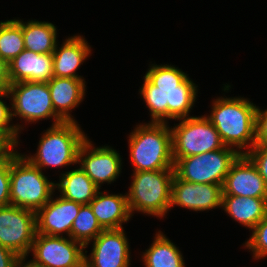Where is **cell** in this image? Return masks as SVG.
I'll use <instances>...</instances> for the list:
<instances>
[{
  "mask_svg": "<svg viewBox=\"0 0 267 267\" xmlns=\"http://www.w3.org/2000/svg\"><path fill=\"white\" fill-rule=\"evenodd\" d=\"M26 257L27 256H19L16 261L15 267H43L40 264L34 262L33 260L31 261L29 260L27 261V263H24L26 260Z\"/></svg>",
  "mask_w": 267,
  "mask_h": 267,
  "instance_id": "35",
  "label": "cell"
},
{
  "mask_svg": "<svg viewBox=\"0 0 267 267\" xmlns=\"http://www.w3.org/2000/svg\"><path fill=\"white\" fill-rule=\"evenodd\" d=\"M77 122L51 125L39 140L35 155H23L32 165L42 168L66 167L77 164L78 151L87 134Z\"/></svg>",
  "mask_w": 267,
  "mask_h": 267,
  "instance_id": "4",
  "label": "cell"
},
{
  "mask_svg": "<svg viewBox=\"0 0 267 267\" xmlns=\"http://www.w3.org/2000/svg\"><path fill=\"white\" fill-rule=\"evenodd\" d=\"M8 67L7 63L0 57V92L8 91Z\"/></svg>",
  "mask_w": 267,
  "mask_h": 267,
  "instance_id": "34",
  "label": "cell"
},
{
  "mask_svg": "<svg viewBox=\"0 0 267 267\" xmlns=\"http://www.w3.org/2000/svg\"><path fill=\"white\" fill-rule=\"evenodd\" d=\"M136 126L128 137L133 172L174 170L172 132L168 123L149 122Z\"/></svg>",
  "mask_w": 267,
  "mask_h": 267,
  "instance_id": "3",
  "label": "cell"
},
{
  "mask_svg": "<svg viewBox=\"0 0 267 267\" xmlns=\"http://www.w3.org/2000/svg\"><path fill=\"white\" fill-rule=\"evenodd\" d=\"M16 146L5 136L0 134V162L3 161Z\"/></svg>",
  "mask_w": 267,
  "mask_h": 267,
  "instance_id": "33",
  "label": "cell"
},
{
  "mask_svg": "<svg viewBox=\"0 0 267 267\" xmlns=\"http://www.w3.org/2000/svg\"><path fill=\"white\" fill-rule=\"evenodd\" d=\"M84 79L53 77L47 83L55 113L64 122H77L70 114L85 96Z\"/></svg>",
  "mask_w": 267,
  "mask_h": 267,
  "instance_id": "18",
  "label": "cell"
},
{
  "mask_svg": "<svg viewBox=\"0 0 267 267\" xmlns=\"http://www.w3.org/2000/svg\"><path fill=\"white\" fill-rule=\"evenodd\" d=\"M212 104L210 116L206 117L215 126L224 145L236 147L239 154L248 153L256 144L257 106L243 97H219Z\"/></svg>",
  "mask_w": 267,
  "mask_h": 267,
  "instance_id": "2",
  "label": "cell"
},
{
  "mask_svg": "<svg viewBox=\"0 0 267 267\" xmlns=\"http://www.w3.org/2000/svg\"><path fill=\"white\" fill-rule=\"evenodd\" d=\"M98 223L104 230L122 229V223L130 220L127 194H106L97 192L89 203Z\"/></svg>",
  "mask_w": 267,
  "mask_h": 267,
  "instance_id": "20",
  "label": "cell"
},
{
  "mask_svg": "<svg viewBox=\"0 0 267 267\" xmlns=\"http://www.w3.org/2000/svg\"><path fill=\"white\" fill-rule=\"evenodd\" d=\"M10 98L8 91L0 92V134L5 135L16 147L19 144L18 134L23 130L21 125L10 124L12 121L11 107L2 98Z\"/></svg>",
  "mask_w": 267,
  "mask_h": 267,
  "instance_id": "28",
  "label": "cell"
},
{
  "mask_svg": "<svg viewBox=\"0 0 267 267\" xmlns=\"http://www.w3.org/2000/svg\"><path fill=\"white\" fill-rule=\"evenodd\" d=\"M103 230L90 205H82L72 223L71 238L86 248Z\"/></svg>",
  "mask_w": 267,
  "mask_h": 267,
  "instance_id": "26",
  "label": "cell"
},
{
  "mask_svg": "<svg viewBox=\"0 0 267 267\" xmlns=\"http://www.w3.org/2000/svg\"><path fill=\"white\" fill-rule=\"evenodd\" d=\"M84 250L85 247L71 237L36 233L30 252L32 260L43 267H82Z\"/></svg>",
  "mask_w": 267,
  "mask_h": 267,
  "instance_id": "11",
  "label": "cell"
},
{
  "mask_svg": "<svg viewBox=\"0 0 267 267\" xmlns=\"http://www.w3.org/2000/svg\"><path fill=\"white\" fill-rule=\"evenodd\" d=\"M85 38L80 35L71 36L53 52V73L54 77H66L84 79L78 76L76 71L91 54V47Z\"/></svg>",
  "mask_w": 267,
  "mask_h": 267,
  "instance_id": "19",
  "label": "cell"
},
{
  "mask_svg": "<svg viewBox=\"0 0 267 267\" xmlns=\"http://www.w3.org/2000/svg\"><path fill=\"white\" fill-rule=\"evenodd\" d=\"M142 259L145 267H185L181 251L161 231L156 232L153 243L143 252Z\"/></svg>",
  "mask_w": 267,
  "mask_h": 267,
  "instance_id": "24",
  "label": "cell"
},
{
  "mask_svg": "<svg viewBox=\"0 0 267 267\" xmlns=\"http://www.w3.org/2000/svg\"><path fill=\"white\" fill-rule=\"evenodd\" d=\"M221 208L232 219L252 230L267 215V198L222 195Z\"/></svg>",
  "mask_w": 267,
  "mask_h": 267,
  "instance_id": "21",
  "label": "cell"
},
{
  "mask_svg": "<svg viewBox=\"0 0 267 267\" xmlns=\"http://www.w3.org/2000/svg\"><path fill=\"white\" fill-rule=\"evenodd\" d=\"M178 120L181 122L171 127L173 160L225 147L215 126L205 115Z\"/></svg>",
  "mask_w": 267,
  "mask_h": 267,
  "instance_id": "8",
  "label": "cell"
},
{
  "mask_svg": "<svg viewBox=\"0 0 267 267\" xmlns=\"http://www.w3.org/2000/svg\"><path fill=\"white\" fill-rule=\"evenodd\" d=\"M121 159L112 147H94L87 137L79 148L77 164L100 189L101 184L116 181L122 170Z\"/></svg>",
  "mask_w": 267,
  "mask_h": 267,
  "instance_id": "12",
  "label": "cell"
},
{
  "mask_svg": "<svg viewBox=\"0 0 267 267\" xmlns=\"http://www.w3.org/2000/svg\"><path fill=\"white\" fill-rule=\"evenodd\" d=\"M25 49L38 54L53 53L57 45V28L45 21H22Z\"/></svg>",
  "mask_w": 267,
  "mask_h": 267,
  "instance_id": "23",
  "label": "cell"
},
{
  "mask_svg": "<svg viewBox=\"0 0 267 267\" xmlns=\"http://www.w3.org/2000/svg\"><path fill=\"white\" fill-rule=\"evenodd\" d=\"M36 235V213L14 205L0 207V245L28 256Z\"/></svg>",
  "mask_w": 267,
  "mask_h": 267,
  "instance_id": "10",
  "label": "cell"
},
{
  "mask_svg": "<svg viewBox=\"0 0 267 267\" xmlns=\"http://www.w3.org/2000/svg\"><path fill=\"white\" fill-rule=\"evenodd\" d=\"M222 190V195L267 198L265 181L246 154H240L232 163Z\"/></svg>",
  "mask_w": 267,
  "mask_h": 267,
  "instance_id": "15",
  "label": "cell"
},
{
  "mask_svg": "<svg viewBox=\"0 0 267 267\" xmlns=\"http://www.w3.org/2000/svg\"><path fill=\"white\" fill-rule=\"evenodd\" d=\"M11 153L0 162V207L10 205Z\"/></svg>",
  "mask_w": 267,
  "mask_h": 267,
  "instance_id": "29",
  "label": "cell"
},
{
  "mask_svg": "<svg viewBox=\"0 0 267 267\" xmlns=\"http://www.w3.org/2000/svg\"><path fill=\"white\" fill-rule=\"evenodd\" d=\"M18 257L14 252L0 245V267H15Z\"/></svg>",
  "mask_w": 267,
  "mask_h": 267,
  "instance_id": "32",
  "label": "cell"
},
{
  "mask_svg": "<svg viewBox=\"0 0 267 267\" xmlns=\"http://www.w3.org/2000/svg\"><path fill=\"white\" fill-rule=\"evenodd\" d=\"M9 83H48L54 77L53 53L38 54L24 49L8 64Z\"/></svg>",
  "mask_w": 267,
  "mask_h": 267,
  "instance_id": "17",
  "label": "cell"
},
{
  "mask_svg": "<svg viewBox=\"0 0 267 267\" xmlns=\"http://www.w3.org/2000/svg\"><path fill=\"white\" fill-rule=\"evenodd\" d=\"M8 93L11 101L12 119L19 116L25 122L52 118V125L64 122L54 111L47 83L19 82L9 83Z\"/></svg>",
  "mask_w": 267,
  "mask_h": 267,
  "instance_id": "9",
  "label": "cell"
},
{
  "mask_svg": "<svg viewBox=\"0 0 267 267\" xmlns=\"http://www.w3.org/2000/svg\"><path fill=\"white\" fill-rule=\"evenodd\" d=\"M81 204L59 196L36 212V233L50 236L71 237L72 223L76 219Z\"/></svg>",
  "mask_w": 267,
  "mask_h": 267,
  "instance_id": "16",
  "label": "cell"
},
{
  "mask_svg": "<svg viewBox=\"0 0 267 267\" xmlns=\"http://www.w3.org/2000/svg\"><path fill=\"white\" fill-rule=\"evenodd\" d=\"M55 192V183L32 165L23 154L11 152L10 205L35 213L45 206Z\"/></svg>",
  "mask_w": 267,
  "mask_h": 267,
  "instance_id": "5",
  "label": "cell"
},
{
  "mask_svg": "<svg viewBox=\"0 0 267 267\" xmlns=\"http://www.w3.org/2000/svg\"><path fill=\"white\" fill-rule=\"evenodd\" d=\"M246 155L256 165L267 186V145L255 144Z\"/></svg>",
  "mask_w": 267,
  "mask_h": 267,
  "instance_id": "30",
  "label": "cell"
},
{
  "mask_svg": "<svg viewBox=\"0 0 267 267\" xmlns=\"http://www.w3.org/2000/svg\"><path fill=\"white\" fill-rule=\"evenodd\" d=\"M240 154L231 147L187 156L174 161V174L183 181L224 184L232 163Z\"/></svg>",
  "mask_w": 267,
  "mask_h": 267,
  "instance_id": "7",
  "label": "cell"
},
{
  "mask_svg": "<svg viewBox=\"0 0 267 267\" xmlns=\"http://www.w3.org/2000/svg\"><path fill=\"white\" fill-rule=\"evenodd\" d=\"M24 49L22 20L0 22V57L8 64Z\"/></svg>",
  "mask_w": 267,
  "mask_h": 267,
  "instance_id": "25",
  "label": "cell"
},
{
  "mask_svg": "<svg viewBox=\"0 0 267 267\" xmlns=\"http://www.w3.org/2000/svg\"><path fill=\"white\" fill-rule=\"evenodd\" d=\"M174 170L136 171L127 193L131 213L142 212L159 218L170 210Z\"/></svg>",
  "mask_w": 267,
  "mask_h": 267,
  "instance_id": "6",
  "label": "cell"
},
{
  "mask_svg": "<svg viewBox=\"0 0 267 267\" xmlns=\"http://www.w3.org/2000/svg\"><path fill=\"white\" fill-rule=\"evenodd\" d=\"M92 251H85L87 267H129L130 248L124 228L103 230L93 241Z\"/></svg>",
  "mask_w": 267,
  "mask_h": 267,
  "instance_id": "13",
  "label": "cell"
},
{
  "mask_svg": "<svg viewBox=\"0 0 267 267\" xmlns=\"http://www.w3.org/2000/svg\"><path fill=\"white\" fill-rule=\"evenodd\" d=\"M256 144L267 145V109L257 106L256 111Z\"/></svg>",
  "mask_w": 267,
  "mask_h": 267,
  "instance_id": "31",
  "label": "cell"
},
{
  "mask_svg": "<svg viewBox=\"0 0 267 267\" xmlns=\"http://www.w3.org/2000/svg\"><path fill=\"white\" fill-rule=\"evenodd\" d=\"M243 245L253 253L254 259L267 257V215L252 229V235Z\"/></svg>",
  "mask_w": 267,
  "mask_h": 267,
  "instance_id": "27",
  "label": "cell"
},
{
  "mask_svg": "<svg viewBox=\"0 0 267 267\" xmlns=\"http://www.w3.org/2000/svg\"><path fill=\"white\" fill-rule=\"evenodd\" d=\"M59 178L55 189L59 190L60 196L81 205L89 204L100 190L80 167L61 173Z\"/></svg>",
  "mask_w": 267,
  "mask_h": 267,
  "instance_id": "22",
  "label": "cell"
},
{
  "mask_svg": "<svg viewBox=\"0 0 267 267\" xmlns=\"http://www.w3.org/2000/svg\"><path fill=\"white\" fill-rule=\"evenodd\" d=\"M222 194V185L183 181L174 174L170 209L175 205L193 211L221 208Z\"/></svg>",
  "mask_w": 267,
  "mask_h": 267,
  "instance_id": "14",
  "label": "cell"
},
{
  "mask_svg": "<svg viewBox=\"0 0 267 267\" xmlns=\"http://www.w3.org/2000/svg\"><path fill=\"white\" fill-rule=\"evenodd\" d=\"M197 87L178 67L151 64L139 92L149 108L151 122L168 123L169 119L191 117Z\"/></svg>",
  "mask_w": 267,
  "mask_h": 267,
  "instance_id": "1",
  "label": "cell"
}]
</instances>
